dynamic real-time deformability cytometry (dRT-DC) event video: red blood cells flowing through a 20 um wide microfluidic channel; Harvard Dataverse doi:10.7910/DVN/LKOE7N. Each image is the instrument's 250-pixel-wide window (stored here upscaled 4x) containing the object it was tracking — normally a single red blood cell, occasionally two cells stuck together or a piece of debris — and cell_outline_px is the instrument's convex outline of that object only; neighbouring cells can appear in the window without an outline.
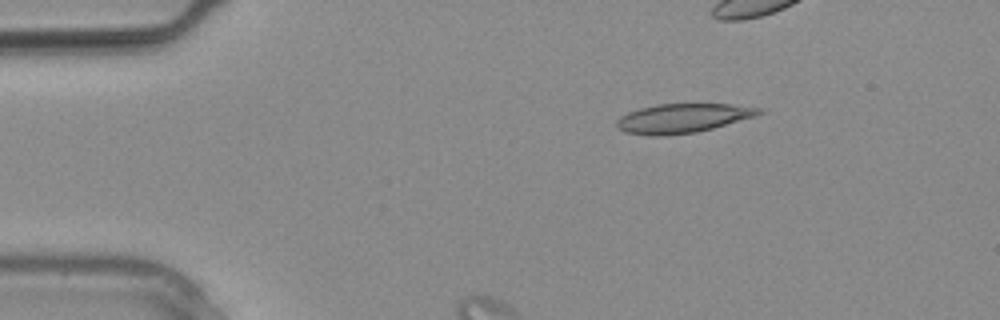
{"species": "common noctule bat (a hibernating species)", "species_latin": "Nyctalus noctula", "temperature_condition": "warm", "stored_images_in_passage": 3, "camera_frame_rate_fps": 3000, "um_per_image_px": 0.085, "animal": {"sex": "male", "body_mass_g": 20.4}, "frame": {"image": 1, "passage_image": 1, "time_ms": 0.0, "image_size_px": [1000, 320], "cell_outline_px": [[764, 112], [756, 116], [712, 128], [696, 132], [664, 136], [656, 136], [624, 132], [616, 124], [616, 120], [620, 116], [628, 112], [640, 108], [656, 104], [728, 104], [764, 108]], "centroid_in_image_um": [58.04, 10.04], "position_along_channel_um": 27.0, "area_um2": 24.16}}